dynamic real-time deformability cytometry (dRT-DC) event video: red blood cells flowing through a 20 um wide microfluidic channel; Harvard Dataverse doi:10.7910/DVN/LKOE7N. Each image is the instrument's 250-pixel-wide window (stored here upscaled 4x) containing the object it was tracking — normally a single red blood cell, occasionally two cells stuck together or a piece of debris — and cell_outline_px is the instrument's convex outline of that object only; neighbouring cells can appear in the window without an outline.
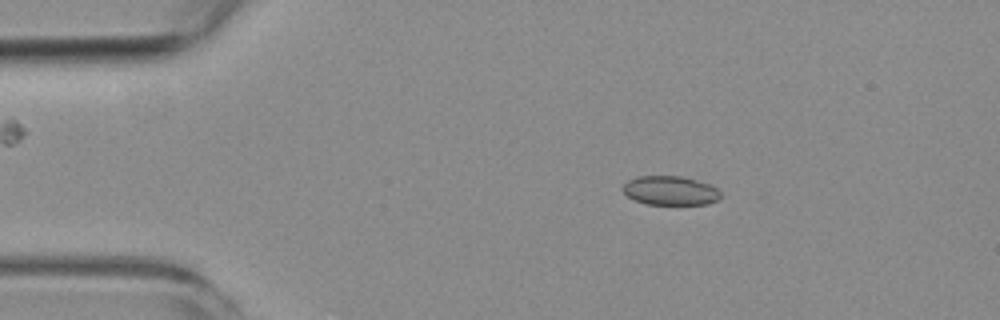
{"species": "common noctule bat (a hibernating species)", "species_latin": "Nyctalus noctula", "temperature_condition": "room temperature", "stored_images_in_passage": 4, "camera_frame_rate_fps": 3000, "um_per_image_px": 0.085, "animal": {"sex": "female", "body_mass_g": 19.3, "forearm_length_mm": 54.1}, "frame": {"image": 1, "passage_image": 2, "time_ms": 1.333, "image_size_px": [1000, 320], "cell_outline_px": [[720, 196], [716, 200], [708, 204], [648, 204], [636, 200], [628, 196], [620, 188], [628, 180], [640, 176], [680, 176], [712, 184], [720, 192]], "centroid_in_image_um": [56.97, 16.19], "position_along_channel_um": 28.0, "area_um2": 16.47}}